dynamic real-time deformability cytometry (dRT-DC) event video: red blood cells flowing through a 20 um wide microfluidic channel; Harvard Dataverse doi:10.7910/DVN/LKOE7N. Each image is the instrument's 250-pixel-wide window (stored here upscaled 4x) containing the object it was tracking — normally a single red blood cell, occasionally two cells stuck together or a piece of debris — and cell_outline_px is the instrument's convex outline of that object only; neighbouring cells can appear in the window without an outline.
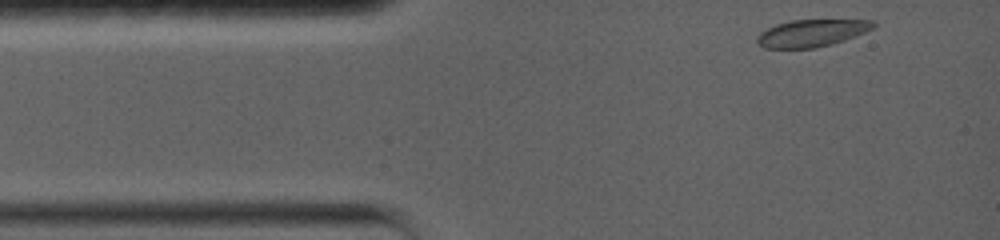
{"species": "common noctule bat (a hibernating species)", "species_latin": "Nyctalus noctula", "temperature_condition": "warm", "stored_images_in_passage": 35, "camera_frame_rate_fps": 5000, "um_per_image_px": 0.085, "animal": {"sex": "female", "body_mass_g": 19.0, "forearm_length_mm": 56.7}, "frame": {"image": 1, "passage_image": 1, "time_ms": 0.0, "image_size_px": [1000, 240], "cell_outline_px": [[876, 24], [872, 28], [856, 36], [832, 44], [816, 48], [764, 48], [756, 40], [756, 36], [760, 32], [776, 24], [792, 20], [872, 20]], "centroid_in_image_um": [68.97, 2.81], "position_along_channel_um": 16.0, "area_um2": 18.32}}
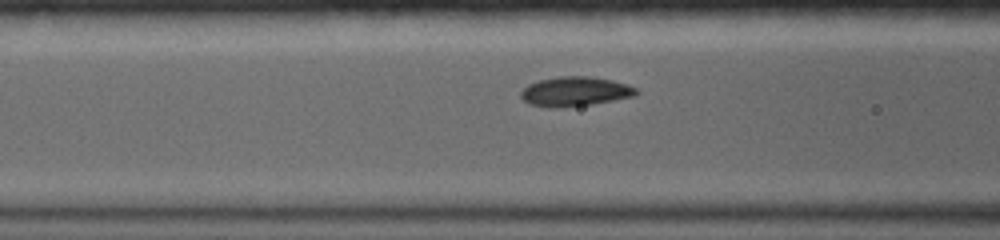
{"frame": {"image": 2, "passage_image": 21, "time_ms": 4.0, "image_size_px": [1000, 240], "cell_outline_px": [[640, 92], [636, 96], [592, 104], [556, 108], [548, 108], [528, 104], [520, 96], [520, 92], [528, 84], [540, 80], [560, 76], [588, 76], [612, 80], [628, 84], [636, 88]], "centroid_in_image_um": [48.89, 7.78], "position_along_channel_um": 117.7, "area_um2": 20.0}}
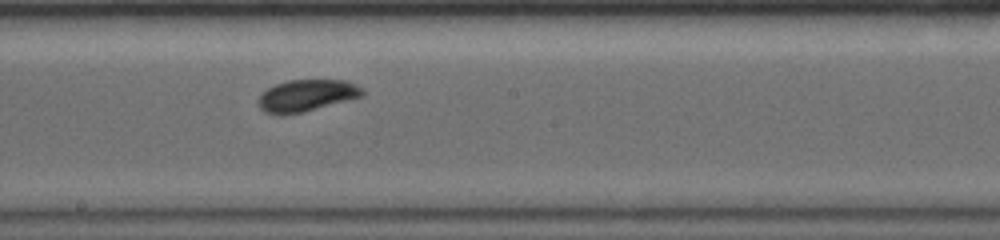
{"frame": {"image": 3, "passage_image": 35, "time_ms": 6.8, "image_size_px": [1000, 240], "cell_outline_px": [[364, 96], [352, 100], [300, 112], [264, 112], [256, 104], [256, 100], [268, 88], [276, 84], [288, 80], [348, 80], [364, 88]], "centroid_in_image_um": [26.14, 8.08], "position_along_channel_um": 222.1, "area_um2": 19.07}}